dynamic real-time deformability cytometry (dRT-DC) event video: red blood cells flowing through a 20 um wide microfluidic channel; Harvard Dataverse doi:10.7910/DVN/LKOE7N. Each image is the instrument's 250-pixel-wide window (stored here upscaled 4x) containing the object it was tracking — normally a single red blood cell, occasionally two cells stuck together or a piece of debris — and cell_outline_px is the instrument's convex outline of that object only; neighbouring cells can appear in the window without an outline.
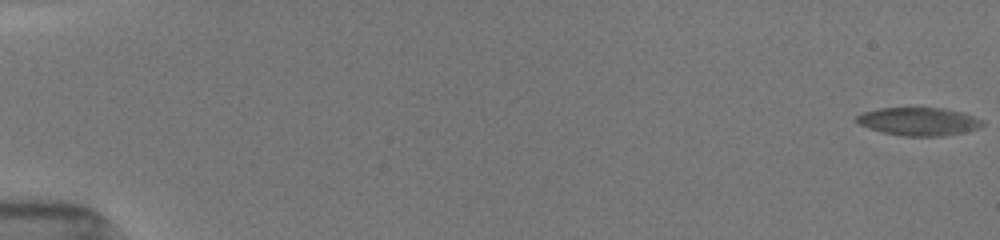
{"species": "common noctule bat (a hibernating species)", "species_latin": "Nyctalus noctula", "temperature_condition": "room temperature", "stored_images_in_passage": 13, "camera_frame_rate_fps": 3000, "um_per_image_px": 0.085, "animal": {"sex": "female", "body_mass_g": 19.5, "forearm_length_mm": 54.1}, "frame": {"image": 1, "passage_image": 1, "time_ms": 0.0, "image_size_px": [1000, 240], "cell_outline_px": [[984, 124], [976, 128], [944, 136], [904, 136], [884, 132], [860, 124], [856, 120], [856, 116], [864, 112], [880, 108], [940, 108], [956, 112], [980, 120]], "centroid_in_image_um": [78.02, 10.33], "position_along_channel_um": 7.0, "area_um2": 19.71}}